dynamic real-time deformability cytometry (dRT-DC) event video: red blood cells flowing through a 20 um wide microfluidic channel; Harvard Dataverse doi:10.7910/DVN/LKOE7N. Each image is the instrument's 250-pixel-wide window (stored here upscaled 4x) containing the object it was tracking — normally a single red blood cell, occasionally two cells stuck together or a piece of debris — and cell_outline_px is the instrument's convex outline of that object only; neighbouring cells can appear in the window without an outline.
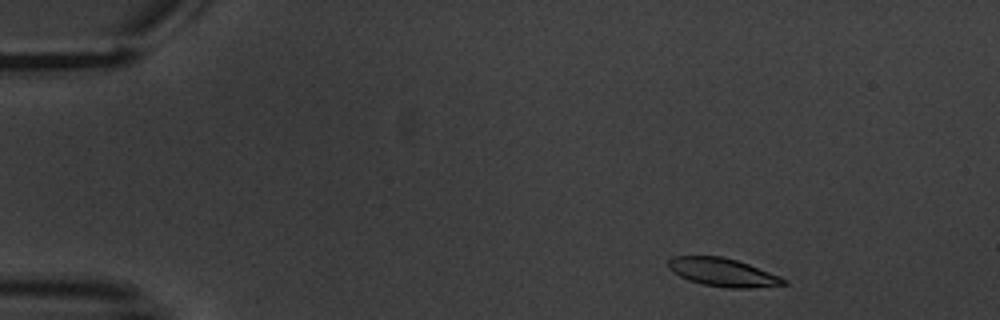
{"species": "common noctule bat (a hibernating species)", "species_latin": "Nyctalus noctula", "temperature_condition": "warm", "stored_images_in_passage": 5, "camera_frame_rate_fps": 3000, "um_per_image_px": 0.085, "animal": {"sex": "male", "body_mass_g": 20.1, "forearm_length_mm": 53.5}, "frame": {"image": 1, "passage_image": 1, "time_ms": 0.0, "image_size_px": [1000, 320], "cell_outline_px": [[788, 284], [748, 288], [728, 288], [704, 284], [688, 280], [672, 272], [668, 268], [668, 260], [672, 256], [720, 256], [736, 260], [748, 264], [780, 276], [788, 280]], "centroid_in_image_um": [61.43, 23.14], "position_along_channel_um": 23.6, "area_um2": 18.9}}
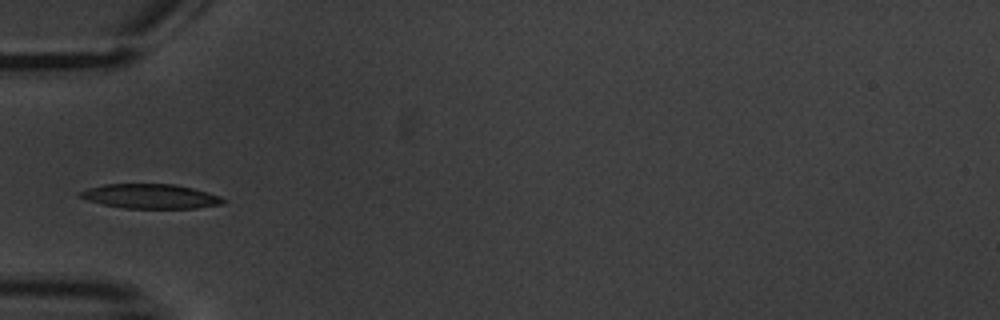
{"frame": {"image": 2, "passage_image": 4, "time_ms": 4.0, "image_size_px": [1000, 320], "cell_outline_px": [[228, 200], [224, 204], [196, 208], [124, 208], [104, 204], [88, 200], [76, 196], [76, 192], [88, 188], [104, 184], [172, 184], [192, 188], [208, 192], [220, 196]], "centroid_in_image_um": [12.79, 16.68], "position_along_channel_um": 72.2, "area_um2": 20.52}}